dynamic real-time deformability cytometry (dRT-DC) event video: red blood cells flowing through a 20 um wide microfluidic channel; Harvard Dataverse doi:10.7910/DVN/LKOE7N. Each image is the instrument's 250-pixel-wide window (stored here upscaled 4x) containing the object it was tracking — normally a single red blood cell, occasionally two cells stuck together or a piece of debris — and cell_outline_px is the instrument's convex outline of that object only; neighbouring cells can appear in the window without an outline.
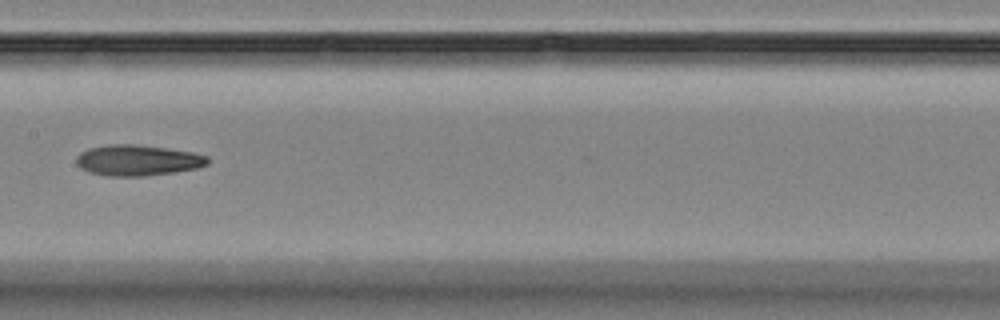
{"species": "Egyptian fruit bat (a non-hibernating species)", "species_latin": "Rousettus aegyptiacus", "temperature_condition": "room temperature", "stored_images_in_passage": 8, "camera_frame_rate_fps": 3000, "um_per_image_px": 0.085, "animal": {"sex": "female"}, "frame": {"image": 1, "passage_image": 8, "time_ms": 10.0, "image_size_px": [1000, 320], "cell_outline_px": [[208, 164], [196, 168], [176, 172], [144, 176], [108, 176], [88, 172], [80, 168], [76, 164], [76, 156], [80, 152], [88, 148], [108, 144], [136, 144], [168, 148], [192, 152], [208, 156]], "centroid_in_image_um": [11.67, 13.62], "position_along_channel_um": 195.7, "area_um2": 23.81}}